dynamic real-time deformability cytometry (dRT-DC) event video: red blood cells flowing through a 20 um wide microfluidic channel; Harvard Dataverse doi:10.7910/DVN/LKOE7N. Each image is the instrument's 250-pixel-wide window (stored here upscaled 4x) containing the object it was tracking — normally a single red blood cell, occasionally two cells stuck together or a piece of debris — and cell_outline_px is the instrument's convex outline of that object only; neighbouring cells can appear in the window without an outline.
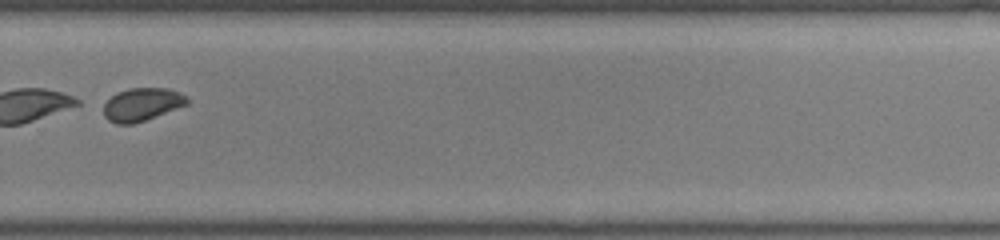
{"species": "common noctule bat (a hibernating species)", "species_latin": "Nyctalus noctula", "temperature_condition": "room temperature", "stored_images_in_passage": 47, "segment_of_instrument_passage": [2, 2], "camera_frame_rate_fps": 3000, "um_per_image_px": 0.085, "animal": {"sex": "female", "body_mass_g": 22.0, "forearm_length_mm": 56.7}, "frame": {"image": 1, "passage_image": 35, "time_ms": 11.333, "image_size_px": [1000, 240], "cell_outline_px": [[188, 104], [144, 120], [132, 124], [116, 124], [108, 120], [104, 116], [104, 104], [116, 92], [128, 88], [168, 88], [180, 92], [188, 96]], "centroid_in_image_um": [12.07, 8.86], "position_along_channel_um": 317.7, "area_um2": 16.01}}